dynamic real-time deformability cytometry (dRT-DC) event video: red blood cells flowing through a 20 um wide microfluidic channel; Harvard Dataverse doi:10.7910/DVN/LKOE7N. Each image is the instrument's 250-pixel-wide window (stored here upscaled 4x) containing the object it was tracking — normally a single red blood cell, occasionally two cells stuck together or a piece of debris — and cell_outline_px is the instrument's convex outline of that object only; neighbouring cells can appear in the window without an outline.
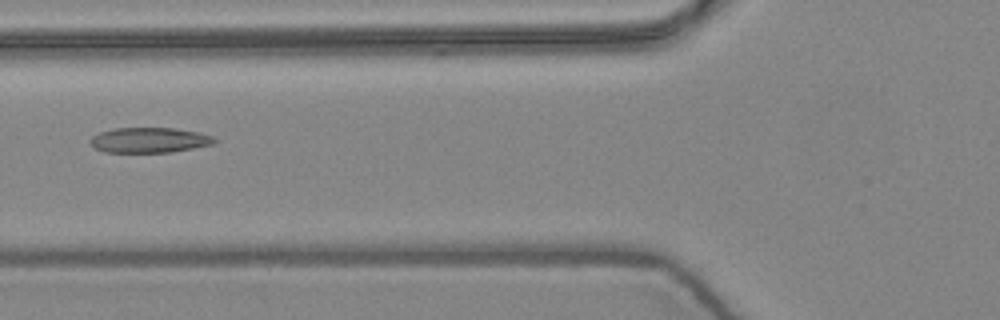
{"species": "common noctule bat (a hibernating species)", "species_latin": "Nyctalus noctula", "temperature_condition": "warm", "stored_images_in_passage": 7, "camera_frame_rate_fps": 3000, "um_per_image_px": 0.085, "animal": {"sex": "female", "body_mass_g": 24.6, "forearm_length_mm": 56.2}, "frame": {"image": 1, "passage_image": 7, "time_ms": 2.0, "image_size_px": [1000, 320], "cell_outline_px": [[216, 140], [212, 144], [172, 152], [104, 152], [96, 148], [88, 140], [92, 136], [100, 132], [112, 128], [172, 128], [200, 132], [212, 136]], "centroid_in_image_um": [12.67, 11.9], "position_along_channel_um": 113.1, "area_um2": 18.15}}